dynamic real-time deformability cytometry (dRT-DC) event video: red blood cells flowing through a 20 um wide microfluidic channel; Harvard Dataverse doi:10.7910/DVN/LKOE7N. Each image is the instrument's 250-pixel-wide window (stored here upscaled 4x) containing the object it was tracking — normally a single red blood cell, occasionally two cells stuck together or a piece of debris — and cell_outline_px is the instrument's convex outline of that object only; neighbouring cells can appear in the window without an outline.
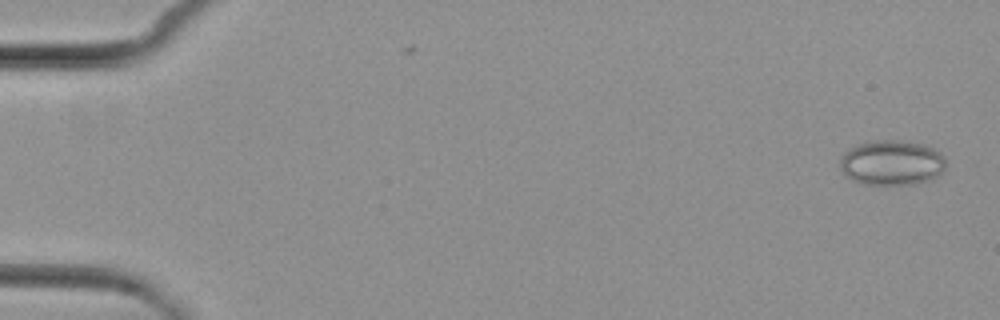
{"species": "common noctule bat (a hibernating species)", "species_latin": "Nyctalus noctula", "temperature_condition": "cold", "stored_images_in_passage": 6, "camera_frame_rate_fps": 3000, "um_per_image_px": 0.085, "animal": {"sex": "female", "body_mass_g": 29.2, "forearm_length_mm": 56.3}, "frame": {"image": 1, "passage_image": 1, "time_ms": 0.0, "image_size_px": [1000, 320], "cell_outline_px": [[944, 168], [936, 176], [928, 180], [916, 184], [864, 184], [852, 180], [844, 176], [840, 168], [840, 160], [844, 152], [860, 144], [872, 140], [900, 140], [924, 144], [940, 152], [944, 156]], "centroid_in_image_um": [75.78, 13.83], "position_along_channel_um": 9.2, "area_um2": 27.74}}